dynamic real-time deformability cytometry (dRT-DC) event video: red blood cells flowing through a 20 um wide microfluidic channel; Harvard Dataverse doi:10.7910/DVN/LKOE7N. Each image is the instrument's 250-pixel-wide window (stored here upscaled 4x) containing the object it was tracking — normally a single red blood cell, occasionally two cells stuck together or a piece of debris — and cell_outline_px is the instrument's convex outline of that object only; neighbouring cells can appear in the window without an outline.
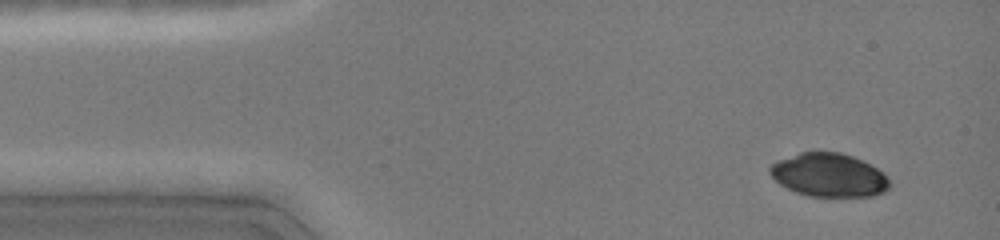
{"species": "common noctule bat (a hibernating species)", "species_latin": "Nyctalus noctula", "temperature_condition": "cold", "stored_images_in_passage": 5, "camera_frame_rate_fps": 3000, "um_per_image_px": 0.085, "animal": {"sex": "female", "body_mass_g": 19.0, "forearm_length_mm": 51.5}, "frame": {"image": 1, "passage_image": 2, "time_ms": 1.0, "image_size_px": [1000, 240], "cell_outline_px": [[888, 188], [884, 192], [872, 196], [808, 196], [796, 192], [780, 184], [768, 172], [768, 168], [772, 164], [780, 160], [800, 152], [840, 152], [852, 156], [876, 168], [888, 176]], "centroid_in_image_um": [70.44, 14.88], "position_along_channel_um": 14.6, "area_um2": 29.94}}